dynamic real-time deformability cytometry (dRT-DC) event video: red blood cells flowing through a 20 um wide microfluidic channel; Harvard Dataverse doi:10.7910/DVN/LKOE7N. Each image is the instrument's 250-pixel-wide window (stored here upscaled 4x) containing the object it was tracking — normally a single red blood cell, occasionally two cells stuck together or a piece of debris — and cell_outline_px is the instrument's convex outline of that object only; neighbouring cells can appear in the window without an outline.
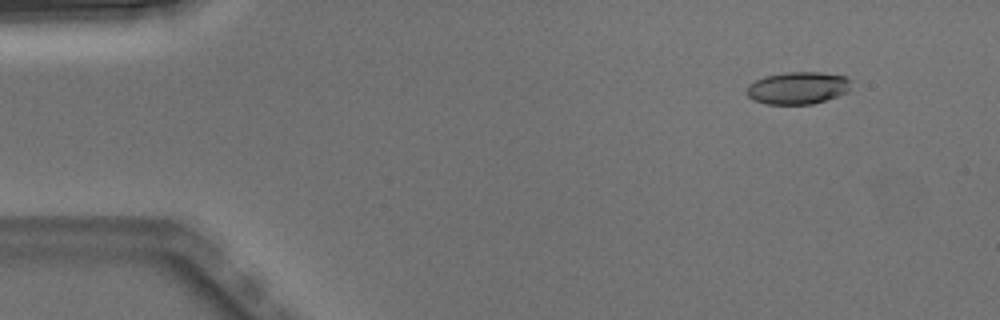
{"species": "Egyptian fruit bat (a non-hibernating species)", "species_latin": "Rousettus aegyptiacus", "temperature_condition": "warm", "stored_images_in_passage": 5, "camera_frame_rate_fps": 3000, "um_per_image_px": 0.085, "animal": {"sex": "male"}, "frame": {"image": 1, "passage_image": 2, "time_ms": 0.333, "image_size_px": [1000, 320], "cell_outline_px": [[848, 92], [812, 104], [768, 104], [752, 100], [748, 96], [748, 84], [764, 76], [784, 72], [820, 72], [844, 76], [848, 80]], "centroid_in_image_um": [67.76, 7.47], "position_along_channel_um": 17.2, "area_um2": 19.42}}
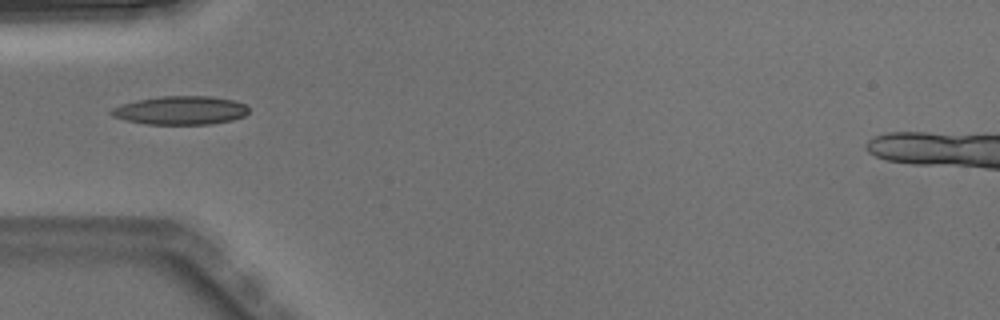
{"frame": {"image": 2, "passage_image": 5, "time_ms": 1.333, "image_size_px": [1000, 320], "cell_outline_px": [[248, 112], [244, 116], [232, 120], [212, 124], [144, 124], [124, 120], [112, 116], [108, 112], [112, 108], [120, 104], [136, 100], [160, 96], [208, 96], [236, 100], [244, 104], [248, 108]], "centroid_in_image_um": [15.31, 9.38], "position_along_channel_um": 69.7, "area_um2": 23.06}}